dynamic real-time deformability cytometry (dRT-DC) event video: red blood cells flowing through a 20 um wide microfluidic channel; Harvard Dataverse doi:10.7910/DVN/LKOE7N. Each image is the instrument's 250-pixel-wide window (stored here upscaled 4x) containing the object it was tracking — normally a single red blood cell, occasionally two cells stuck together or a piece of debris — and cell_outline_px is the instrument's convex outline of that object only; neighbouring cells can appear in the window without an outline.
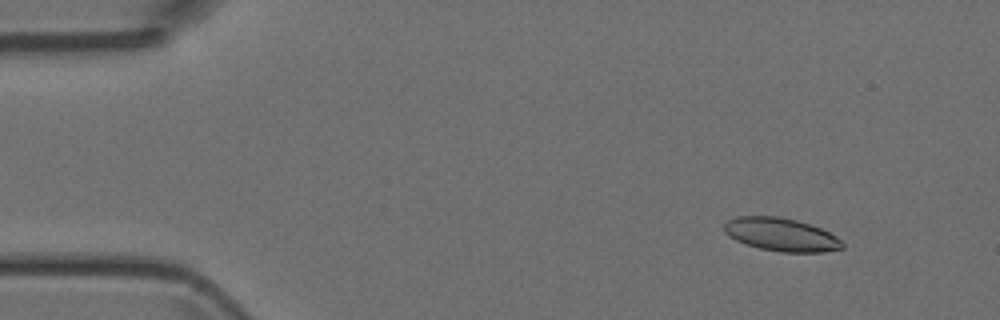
{"species": "Egyptian fruit bat (a non-hibernating species)", "species_latin": "Rousettus aegyptiacus", "temperature_condition": "room temperature", "stored_images_in_passage": 5, "camera_frame_rate_fps": 3000, "um_per_image_px": 0.085, "animal": {"sex": "female"}, "frame": {"image": 1, "passage_image": 2, "time_ms": 1.333, "image_size_px": [1000, 320], "cell_outline_px": [[844, 248], [824, 252], [780, 252], [760, 248], [744, 244], [728, 236], [724, 232], [724, 224], [728, 220], [736, 216], [780, 216], [796, 220], [820, 228], [836, 236], [844, 244]], "centroid_in_image_um": [66.37, 19.94], "position_along_channel_um": 18.6, "area_um2": 22.89}}
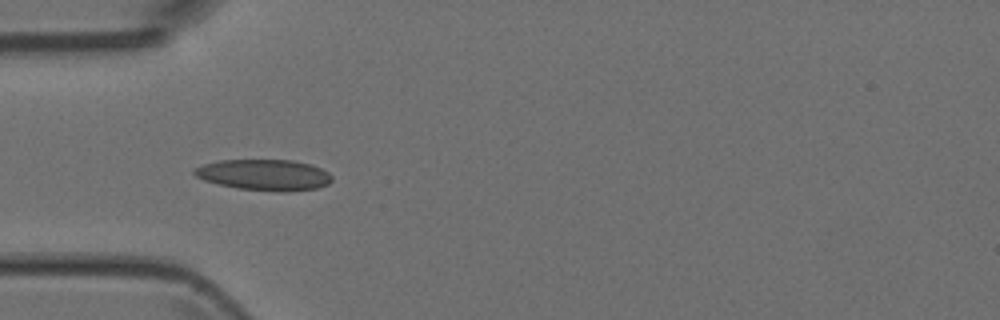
{"frame": {"image": 2, "passage_image": 5, "time_ms": 4.667, "image_size_px": [1000, 320], "cell_outline_px": [[332, 180], [328, 184], [316, 188], [288, 192], [284, 192], [236, 188], [216, 184], [204, 180], [196, 176], [192, 172], [192, 168], [216, 160], [292, 160], [308, 164], [320, 168], [328, 172], [332, 176]], "centroid_in_image_um": [22.42, 14.86], "position_along_channel_um": 62.6, "area_um2": 24.97}}